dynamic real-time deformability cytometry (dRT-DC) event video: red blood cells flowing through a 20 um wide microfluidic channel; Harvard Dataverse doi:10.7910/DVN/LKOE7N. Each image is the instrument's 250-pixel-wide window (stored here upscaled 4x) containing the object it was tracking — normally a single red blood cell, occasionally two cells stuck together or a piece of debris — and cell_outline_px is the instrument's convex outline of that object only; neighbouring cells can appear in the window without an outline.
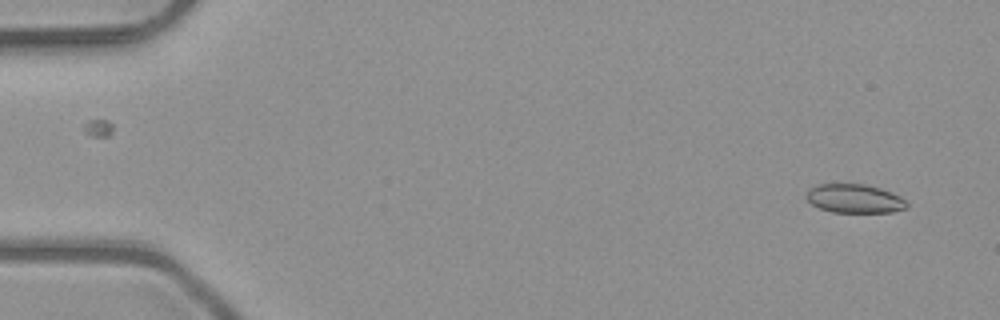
{"species": "common noctule bat (a hibernating species)", "species_latin": "Nyctalus noctula", "temperature_condition": "room temperature", "stored_images_in_passage": 4, "camera_frame_rate_fps": 3000, "um_per_image_px": 0.085, "animal": {"sex": "male", "body_mass_g": 23.1, "forearm_length_mm": 52.7}, "frame": {"image": 1, "passage_image": 2, "time_ms": 0.333, "image_size_px": [1000, 320], "cell_outline_px": [[908, 204], [904, 208], [892, 212], [832, 212], [820, 208], [812, 204], [804, 196], [808, 188], [816, 184], [864, 184], [880, 188], [900, 196]], "centroid_in_image_um": [72.58, 16.87], "position_along_channel_um": 12.4, "area_um2": 16.82}}